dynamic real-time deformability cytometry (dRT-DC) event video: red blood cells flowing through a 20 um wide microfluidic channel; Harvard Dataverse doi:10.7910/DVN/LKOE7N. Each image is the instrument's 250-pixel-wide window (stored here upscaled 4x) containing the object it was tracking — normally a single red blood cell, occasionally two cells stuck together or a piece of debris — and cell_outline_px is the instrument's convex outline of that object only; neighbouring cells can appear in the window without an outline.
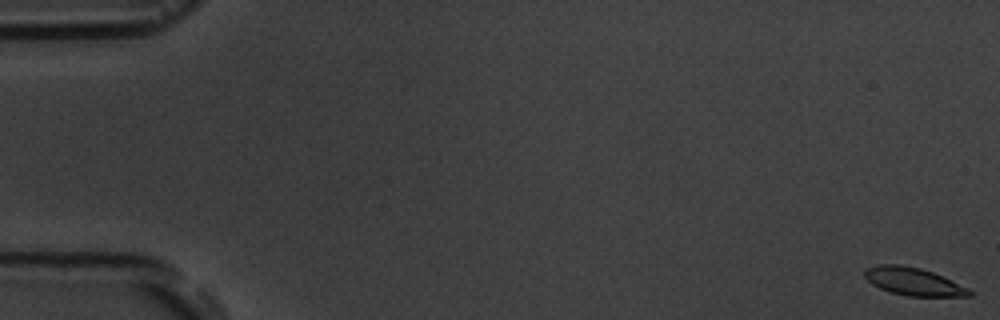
{"species": "common noctule bat (a hibernating species)", "species_latin": "Nyctalus noctula", "temperature_condition": "room temperature", "stored_images_in_passage": 5, "camera_frame_rate_fps": 3000, "um_per_image_px": 0.085, "animal": {"sex": "male", "body_mass_g": 19.5, "forearm_length_mm": 54.6}, "frame": {"image": 1, "passage_image": 1, "time_ms": 0.0, "image_size_px": [1000, 320], "cell_outline_px": [[972, 296], [908, 296], [892, 292], [880, 288], [872, 284], [864, 276], [864, 272], [868, 268], [880, 264], [900, 264], [920, 268], [932, 272], [968, 288], [972, 292]], "centroid_in_image_um": [77.63, 23.93], "position_along_channel_um": 7.4, "area_um2": 16.65}}
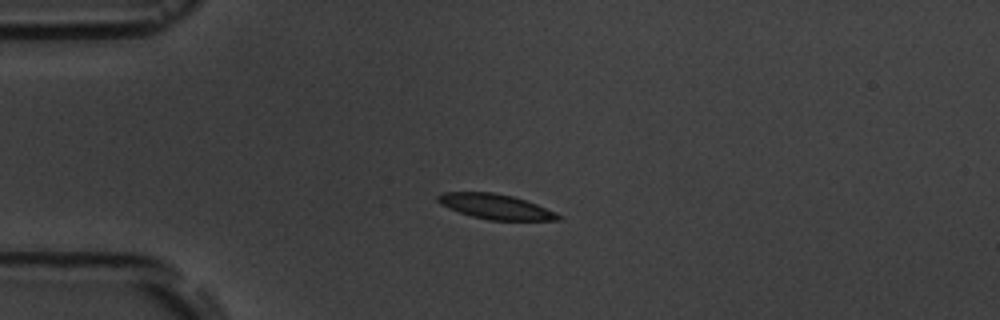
{"frame": {"image": 2, "passage_image": 4, "time_ms": 4.667, "image_size_px": [1000, 320], "cell_outline_px": [[564, 216], [560, 220], [488, 220], [472, 216], [448, 208], [440, 204], [436, 200], [436, 196], [440, 192], [492, 192], [512, 196], [536, 204], [556, 212]], "centroid_in_image_um": [42.11, 17.56], "position_along_channel_um": 42.9, "area_um2": 17.57}}